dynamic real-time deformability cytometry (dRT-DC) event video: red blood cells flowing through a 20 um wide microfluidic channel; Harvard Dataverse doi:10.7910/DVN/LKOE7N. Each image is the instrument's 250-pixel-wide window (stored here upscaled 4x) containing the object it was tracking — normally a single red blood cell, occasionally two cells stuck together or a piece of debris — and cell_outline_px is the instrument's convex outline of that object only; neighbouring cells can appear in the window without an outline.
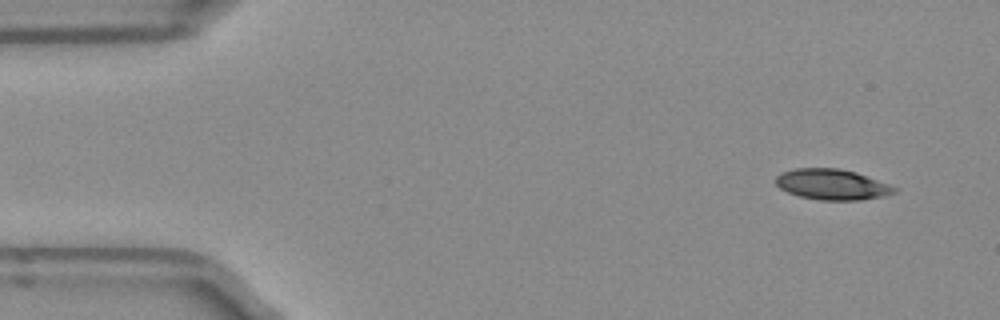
{"species": "Egyptian fruit bat (a non-hibernating species)", "species_latin": "Rousettus aegyptiacus", "temperature_condition": "room temperature", "stored_images_in_passage": 50, "camera_frame_rate_fps": 3000, "um_per_image_px": 0.085, "frame": {"image": 1, "passage_image": 3, "time_ms": 0.667, "image_size_px": [1000, 320], "cell_outline_px": [[900, 188], [896, 192], [884, 196], [860, 200], [820, 200], [800, 196], [788, 192], [780, 188], [776, 184], [776, 176], [780, 172], [792, 168], [840, 168], [856, 172]], "centroid_in_image_um": [70.73, 15.67], "position_along_channel_um": 14.3, "area_um2": 21.33}}
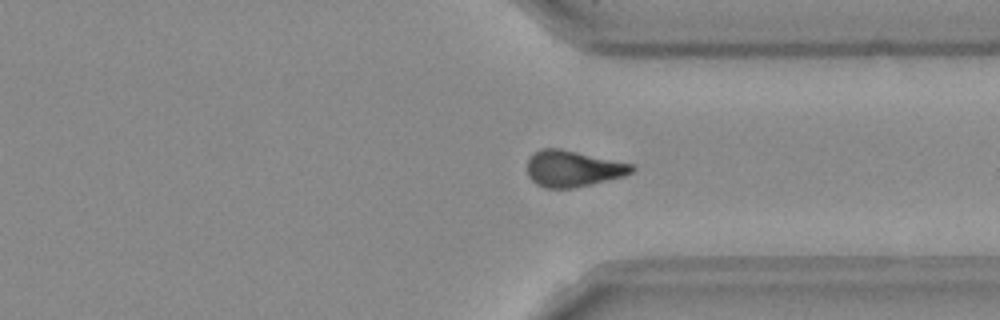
{"frame": {"image": 2, "passage_image": 37, "time_ms": 12.0, "image_size_px": [1000, 320], "cell_outline_px": [[636, 168], [632, 172], [624, 176], [592, 184], [572, 188], [544, 188], [536, 184], [528, 176], [528, 160], [540, 148], [560, 148], [632, 164]], "centroid_in_image_um": [48.7, 14.34], "position_along_channel_um": 362.7, "area_um2": 21.96}}
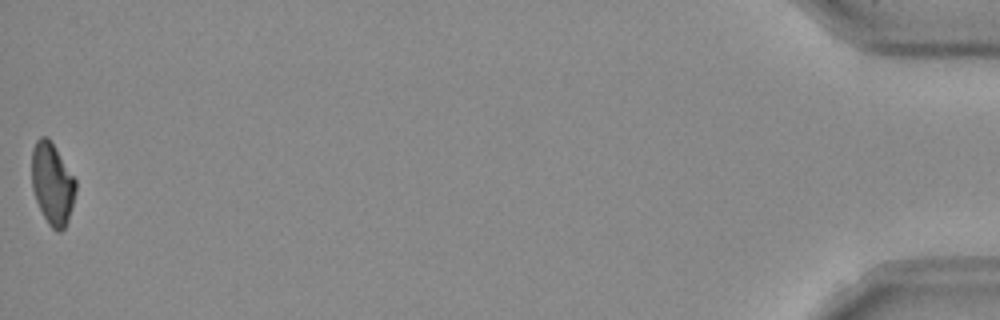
{"frame": {"image": 3, "passage_image": 50, "time_ms": 16.333, "image_size_px": [1000, 320], "cell_outline_px": [[76, 188], [68, 220], [64, 228], [60, 232], [56, 232], [48, 224], [36, 200], [32, 188], [32, 148], [36, 140], [40, 136], [48, 136], [76, 180]], "centroid_in_image_um": [4.43, 15.6], "position_along_channel_um": 430.8, "area_um2": 20.81}, "authors_computed_cell_mechanics": {"area_um2": 21.9062, "velocity_mm_per_s": 3.9506, "shape_relaxation_time_tau1_ms": null, "shape_relaxation_time_tau2_ms": 7.8525, "deformation_change_tau1": null, "deformation_change_tau2": 0.168}}